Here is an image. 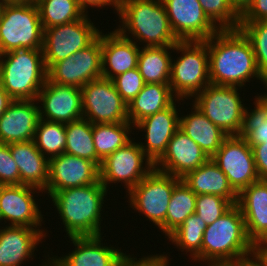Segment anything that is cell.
I'll return each instance as SVG.
<instances>
[{"instance_id": "30", "label": "cell", "mask_w": 267, "mask_h": 266, "mask_svg": "<svg viewBox=\"0 0 267 266\" xmlns=\"http://www.w3.org/2000/svg\"><path fill=\"white\" fill-rule=\"evenodd\" d=\"M169 50H174V46L140 48L137 68L144 83L169 84L173 58Z\"/></svg>"}, {"instance_id": "15", "label": "cell", "mask_w": 267, "mask_h": 266, "mask_svg": "<svg viewBox=\"0 0 267 266\" xmlns=\"http://www.w3.org/2000/svg\"><path fill=\"white\" fill-rule=\"evenodd\" d=\"M171 29L179 41L207 40L220 29L198 0H162Z\"/></svg>"}, {"instance_id": "31", "label": "cell", "mask_w": 267, "mask_h": 266, "mask_svg": "<svg viewBox=\"0 0 267 266\" xmlns=\"http://www.w3.org/2000/svg\"><path fill=\"white\" fill-rule=\"evenodd\" d=\"M132 126L130 122L93 124V140L99 167L107 156L131 141L129 134L132 133Z\"/></svg>"}, {"instance_id": "35", "label": "cell", "mask_w": 267, "mask_h": 266, "mask_svg": "<svg viewBox=\"0 0 267 266\" xmlns=\"http://www.w3.org/2000/svg\"><path fill=\"white\" fill-rule=\"evenodd\" d=\"M196 196L182 179L175 185L166 215L167 237L195 213Z\"/></svg>"}, {"instance_id": "5", "label": "cell", "mask_w": 267, "mask_h": 266, "mask_svg": "<svg viewBox=\"0 0 267 266\" xmlns=\"http://www.w3.org/2000/svg\"><path fill=\"white\" fill-rule=\"evenodd\" d=\"M47 80L42 49L0 54V81L13 100H36Z\"/></svg>"}, {"instance_id": "44", "label": "cell", "mask_w": 267, "mask_h": 266, "mask_svg": "<svg viewBox=\"0 0 267 266\" xmlns=\"http://www.w3.org/2000/svg\"><path fill=\"white\" fill-rule=\"evenodd\" d=\"M252 150L259 179L267 181V143L253 145Z\"/></svg>"}, {"instance_id": "47", "label": "cell", "mask_w": 267, "mask_h": 266, "mask_svg": "<svg viewBox=\"0 0 267 266\" xmlns=\"http://www.w3.org/2000/svg\"><path fill=\"white\" fill-rule=\"evenodd\" d=\"M232 264L234 266H267V264L256 252L247 257L241 258L240 260Z\"/></svg>"}, {"instance_id": "38", "label": "cell", "mask_w": 267, "mask_h": 266, "mask_svg": "<svg viewBox=\"0 0 267 266\" xmlns=\"http://www.w3.org/2000/svg\"><path fill=\"white\" fill-rule=\"evenodd\" d=\"M239 29L250 41L259 74L267 84V20L239 22Z\"/></svg>"}, {"instance_id": "53", "label": "cell", "mask_w": 267, "mask_h": 266, "mask_svg": "<svg viewBox=\"0 0 267 266\" xmlns=\"http://www.w3.org/2000/svg\"><path fill=\"white\" fill-rule=\"evenodd\" d=\"M47 262H48V263H47ZM42 265H43V266H50V260H49V261L47 260V261L44 262ZM42 265H41V266H42Z\"/></svg>"}, {"instance_id": "49", "label": "cell", "mask_w": 267, "mask_h": 266, "mask_svg": "<svg viewBox=\"0 0 267 266\" xmlns=\"http://www.w3.org/2000/svg\"><path fill=\"white\" fill-rule=\"evenodd\" d=\"M234 10L241 16L252 4L253 0H229Z\"/></svg>"}, {"instance_id": "41", "label": "cell", "mask_w": 267, "mask_h": 266, "mask_svg": "<svg viewBox=\"0 0 267 266\" xmlns=\"http://www.w3.org/2000/svg\"><path fill=\"white\" fill-rule=\"evenodd\" d=\"M112 82L127 104L137 96L145 84L137 67L114 77Z\"/></svg>"}, {"instance_id": "3", "label": "cell", "mask_w": 267, "mask_h": 266, "mask_svg": "<svg viewBox=\"0 0 267 266\" xmlns=\"http://www.w3.org/2000/svg\"><path fill=\"white\" fill-rule=\"evenodd\" d=\"M255 252L249 239L240 207L233 205L204 231L201 262L211 264L235 263Z\"/></svg>"}, {"instance_id": "18", "label": "cell", "mask_w": 267, "mask_h": 266, "mask_svg": "<svg viewBox=\"0 0 267 266\" xmlns=\"http://www.w3.org/2000/svg\"><path fill=\"white\" fill-rule=\"evenodd\" d=\"M34 191L40 193L41 190L22 184L0 185V220L10 221L9 226L39 229L43 215L34 199Z\"/></svg>"}, {"instance_id": "6", "label": "cell", "mask_w": 267, "mask_h": 266, "mask_svg": "<svg viewBox=\"0 0 267 266\" xmlns=\"http://www.w3.org/2000/svg\"><path fill=\"white\" fill-rule=\"evenodd\" d=\"M44 29L34 1L0 5V54L15 49H42Z\"/></svg>"}, {"instance_id": "10", "label": "cell", "mask_w": 267, "mask_h": 266, "mask_svg": "<svg viewBox=\"0 0 267 266\" xmlns=\"http://www.w3.org/2000/svg\"><path fill=\"white\" fill-rule=\"evenodd\" d=\"M93 24L86 14L79 20L44 29L42 50L46 69L89 46L100 33Z\"/></svg>"}, {"instance_id": "14", "label": "cell", "mask_w": 267, "mask_h": 266, "mask_svg": "<svg viewBox=\"0 0 267 266\" xmlns=\"http://www.w3.org/2000/svg\"><path fill=\"white\" fill-rule=\"evenodd\" d=\"M100 77H102L100 33L89 46L54 63L47 70V79L50 82L79 88Z\"/></svg>"}, {"instance_id": "20", "label": "cell", "mask_w": 267, "mask_h": 266, "mask_svg": "<svg viewBox=\"0 0 267 266\" xmlns=\"http://www.w3.org/2000/svg\"><path fill=\"white\" fill-rule=\"evenodd\" d=\"M209 159L200 146L179 128L167 144L164 154L154 163V168L183 178Z\"/></svg>"}, {"instance_id": "12", "label": "cell", "mask_w": 267, "mask_h": 266, "mask_svg": "<svg viewBox=\"0 0 267 266\" xmlns=\"http://www.w3.org/2000/svg\"><path fill=\"white\" fill-rule=\"evenodd\" d=\"M211 160L228 178L232 188L239 194L259 179L252 147L242 135L227 136Z\"/></svg>"}, {"instance_id": "22", "label": "cell", "mask_w": 267, "mask_h": 266, "mask_svg": "<svg viewBox=\"0 0 267 266\" xmlns=\"http://www.w3.org/2000/svg\"><path fill=\"white\" fill-rule=\"evenodd\" d=\"M102 77H114L136 68L140 48L136 41L117 29L105 34L100 32ZM108 66V67H107Z\"/></svg>"}, {"instance_id": "17", "label": "cell", "mask_w": 267, "mask_h": 266, "mask_svg": "<svg viewBox=\"0 0 267 266\" xmlns=\"http://www.w3.org/2000/svg\"><path fill=\"white\" fill-rule=\"evenodd\" d=\"M37 101L42 102V106L39 105L41 119L66 124L83 118L79 87L61 85L47 79L38 93Z\"/></svg>"}, {"instance_id": "29", "label": "cell", "mask_w": 267, "mask_h": 266, "mask_svg": "<svg viewBox=\"0 0 267 266\" xmlns=\"http://www.w3.org/2000/svg\"><path fill=\"white\" fill-rule=\"evenodd\" d=\"M176 98L169 84L145 83L142 90L128 104V119L134 126L147 116L153 115L173 102L180 101Z\"/></svg>"}, {"instance_id": "21", "label": "cell", "mask_w": 267, "mask_h": 266, "mask_svg": "<svg viewBox=\"0 0 267 266\" xmlns=\"http://www.w3.org/2000/svg\"><path fill=\"white\" fill-rule=\"evenodd\" d=\"M176 106L173 102L168 108L145 117L133 126L146 132V145L142 142L139 145L153 164L164 154L167 144L179 129L180 115Z\"/></svg>"}, {"instance_id": "42", "label": "cell", "mask_w": 267, "mask_h": 266, "mask_svg": "<svg viewBox=\"0 0 267 266\" xmlns=\"http://www.w3.org/2000/svg\"><path fill=\"white\" fill-rule=\"evenodd\" d=\"M0 185H20L18 166L5 143H0Z\"/></svg>"}, {"instance_id": "16", "label": "cell", "mask_w": 267, "mask_h": 266, "mask_svg": "<svg viewBox=\"0 0 267 266\" xmlns=\"http://www.w3.org/2000/svg\"><path fill=\"white\" fill-rule=\"evenodd\" d=\"M100 181V169L97 164L86 158L63 153L49 159L48 183L46 191L54 192L86 186Z\"/></svg>"}, {"instance_id": "2", "label": "cell", "mask_w": 267, "mask_h": 266, "mask_svg": "<svg viewBox=\"0 0 267 266\" xmlns=\"http://www.w3.org/2000/svg\"><path fill=\"white\" fill-rule=\"evenodd\" d=\"M108 190L99 181L50 195L68 238L101 235V211Z\"/></svg>"}, {"instance_id": "50", "label": "cell", "mask_w": 267, "mask_h": 266, "mask_svg": "<svg viewBox=\"0 0 267 266\" xmlns=\"http://www.w3.org/2000/svg\"><path fill=\"white\" fill-rule=\"evenodd\" d=\"M255 252L262 258V260L267 264V240L259 242L255 246Z\"/></svg>"}, {"instance_id": "11", "label": "cell", "mask_w": 267, "mask_h": 266, "mask_svg": "<svg viewBox=\"0 0 267 266\" xmlns=\"http://www.w3.org/2000/svg\"><path fill=\"white\" fill-rule=\"evenodd\" d=\"M83 118L92 124L129 122L128 104L112 80L100 77L81 88Z\"/></svg>"}, {"instance_id": "4", "label": "cell", "mask_w": 267, "mask_h": 266, "mask_svg": "<svg viewBox=\"0 0 267 266\" xmlns=\"http://www.w3.org/2000/svg\"><path fill=\"white\" fill-rule=\"evenodd\" d=\"M118 16L122 24L117 30L131 33L134 40L146 43L144 47L174 46L179 41L162 0H120Z\"/></svg>"}, {"instance_id": "24", "label": "cell", "mask_w": 267, "mask_h": 266, "mask_svg": "<svg viewBox=\"0 0 267 266\" xmlns=\"http://www.w3.org/2000/svg\"><path fill=\"white\" fill-rule=\"evenodd\" d=\"M249 239L256 246L267 240V181L258 180L238 194Z\"/></svg>"}, {"instance_id": "1", "label": "cell", "mask_w": 267, "mask_h": 266, "mask_svg": "<svg viewBox=\"0 0 267 266\" xmlns=\"http://www.w3.org/2000/svg\"><path fill=\"white\" fill-rule=\"evenodd\" d=\"M210 84L242 88L259 74L252 45L238 29H222L206 40Z\"/></svg>"}, {"instance_id": "36", "label": "cell", "mask_w": 267, "mask_h": 266, "mask_svg": "<svg viewBox=\"0 0 267 266\" xmlns=\"http://www.w3.org/2000/svg\"><path fill=\"white\" fill-rule=\"evenodd\" d=\"M33 141L48 159L63 154L66 148L65 124L40 118Z\"/></svg>"}, {"instance_id": "13", "label": "cell", "mask_w": 267, "mask_h": 266, "mask_svg": "<svg viewBox=\"0 0 267 266\" xmlns=\"http://www.w3.org/2000/svg\"><path fill=\"white\" fill-rule=\"evenodd\" d=\"M99 169L100 181L106 189L109 183L121 181L120 183H123L127 188L126 192H129L154 169V164L145 155L139 143L131 140L107 156L101 162Z\"/></svg>"}, {"instance_id": "43", "label": "cell", "mask_w": 267, "mask_h": 266, "mask_svg": "<svg viewBox=\"0 0 267 266\" xmlns=\"http://www.w3.org/2000/svg\"><path fill=\"white\" fill-rule=\"evenodd\" d=\"M267 20V0H253L252 4L240 16V22Z\"/></svg>"}, {"instance_id": "26", "label": "cell", "mask_w": 267, "mask_h": 266, "mask_svg": "<svg viewBox=\"0 0 267 266\" xmlns=\"http://www.w3.org/2000/svg\"><path fill=\"white\" fill-rule=\"evenodd\" d=\"M9 148L20 172V184L46 190L49 159L36 147L34 141L10 143Z\"/></svg>"}, {"instance_id": "9", "label": "cell", "mask_w": 267, "mask_h": 266, "mask_svg": "<svg viewBox=\"0 0 267 266\" xmlns=\"http://www.w3.org/2000/svg\"><path fill=\"white\" fill-rule=\"evenodd\" d=\"M181 178L153 169L129 192L132 209L146 215L166 235V215L175 185Z\"/></svg>"}, {"instance_id": "37", "label": "cell", "mask_w": 267, "mask_h": 266, "mask_svg": "<svg viewBox=\"0 0 267 266\" xmlns=\"http://www.w3.org/2000/svg\"><path fill=\"white\" fill-rule=\"evenodd\" d=\"M265 87L267 89V85ZM254 104V109L248 112L242 133L250 147L267 143V93L255 96Z\"/></svg>"}, {"instance_id": "40", "label": "cell", "mask_w": 267, "mask_h": 266, "mask_svg": "<svg viewBox=\"0 0 267 266\" xmlns=\"http://www.w3.org/2000/svg\"><path fill=\"white\" fill-rule=\"evenodd\" d=\"M232 206L233 204L224 197L202 194L196 196L195 213L206 225H209L224 215Z\"/></svg>"}, {"instance_id": "52", "label": "cell", "mask_w": 267, "mask_h": 266, "mask_svg": "<svg viewBox=\"0 0 267 266\" xmlns=\"http://www.w3.org/2000/svg\"><path fill=\"white\" fill-rule=\"evenodd\" d=\"M208 266H234V265L232 263H221V264L208 263Z\"/></svg>"}, {"instance_id": "28", "label": "cell", "mask_w": 267, "mask_h": 266, "mask_svg": "<svg viewBox=\"0 0 267 266\" xmlns=\"http://www.w3.org/2000/svg\"><path fill=\"white\" fill-rule=\"evenodd\" d=\"M191 114L181 117L179 128L211 158L228 136L213 124L194 104Z\"/></svg>"}, {"instance_id": "32", "label": "cell", "mask_w": 267, "mask_h": 266, "mask_svg": "<svg viewBox=\"0 0 267 266\" xmlns=\"http://www.w3.org/2000/svg\"><path fill=\"white\" fill-rule=\"evenodd\" d=\"M43 29L83 18L87 13L78 0H35Z\"/></svg>"}, {"instance_id": "39", "label": "cell", "mask_w": 267, "mask_h": 266, "mask_svg": "<svg viewBox=\"0 0 267 266\" xmlns=\"http://www.w3.org/2000/svg\"><path fill=\"white\" fill-rule=\"evenodd\" d=\"M207 17L220 29H238L240 15L229 0H198Z\"/></svg>"}, {"instance_id": "19", "label": "cell", "mask_w": 267, "mask_h": 266, "mask_svg": "<svg viewBox=\"0 0 267 266\" xmlns=\"http://www.w3.org/2000/svg\"><path fill=\"white\" fill-rule=\"evenodd\" d=\"M69 238L74 250L63 257H48L50 266H124L130 256L121 249L103 246L102 235Z\"/></svg>"}, {"instance_id": "48", "label": "cell", "mask_w": 267, "mask_h": 266, "mask_svg": "<svg viewBox=\"0 0 267 266\" xmlns=\"http://www.w3.org/2000/svg\"><path fill=\"white\" fill-rule=\"evenodd\" d=\"M13 101L10 95L3 88V85L0 81V117L7 110L9 104Z\"/></svg>"}, {"instance_id": "23", "label": "cell", "mask_w": 267, "mask_h": 266, "mask_svg": "<svg viewBox=\"0 0 267 266\" xmlns=\"http://www.w3.org/2000/svg\"><path fill=\"white\" fill-rule=\"evenodd\" d=\"M36 100H13L0 117V143L32 141L40 120Z\"/></svg>"}, {"instance_id": "27", "label": "cell", "mask_w": 267, "mask_h": 266, "mask_svg": "<svg viewBox=\"0 0 267 266\" xmlns=\"http://www.w3.org/2000/svg\"><path fill=\"white\" fill-rule=\"evenodd\" d=\"M182 181L196 194H212L224 197L233 205L238 202V193L228 178L211 158L197 169L188 172Z\"/></svg>"}, {"instance_id": "46", "label": "cell", "mask_w": 267, "mask_h": 266, "mask_svg": "<svg viewBox=\"0 0 267 266\" xmlns=\"http://www.w3.org/2000/svg\"><path fill=\"white\" fill-rule=\"evenodd\" d=\"M78 3L80 7L85 11V13H88L87 9L89 6L92 7H105L107 6H113L115 7V10L117 13L120 9V0H78ZM87 11V12H86Z\"/></svg>"}, {"instance_id": "33", "label": "cell", "mask_w": 267, "mask_h": 266, "mask_svg": "<svg viewBox=\"0 0 267 266\" xmlns=\"http://www.w3.org/2000/svg\"><path fill=\"white\" fill-rule=\"evenodd\" d=\"M65 153L86 158L97 164V154L93 140V124L81 118L65 124Z\"/></svg>"}, {"instance_id": "25", "label": "cell", "mask_w": 267, "mask_h": 266, "mask_svg": "<svg viewBox=\"0 0 267 266\" xmlns=\"http://www.w3.org/2000/svg\"><path fill=\"white\" fill-rule=\"evenodd\" d=\"M44 230L25 226L0 229V266H21L32 258L35 248L45 238ZM37 245V246H36Z\"/></svg>"}, {"instance_id": "34", "label": "cell", "mask_w": 267, "mask_h": 266, "mask_svg": "<svg viewBox=\"0 0 267 266\" xmlns=\"http://www.w3.org/2000/svg\"><path fill=\"white\" fill-rule=\"evenodd\" d=\"M206 223L196 214L190 215L168 239L182 251L190 252L192 260L201 261V246L203 242ZM194 258V259H193Z\"/></svg>"}, {"instance_id": "8", "label": "cell", "mask_w": 267, "mask_h": 266, "mask_svg": "<svg viewBox=\"0 0 267 266\" xmlns=\"http://www.w3.org/2000/svg\"><path fill=\"white\" fill-rule=\"evenodd\" d=\"M237 86L208 84L193 104L226 135H242L249 110Z\"/></svg>"}, {"instance_id": "45", "label": "cell", "mask_w": 267, "mask_h": 266, "mask_svg": "<svg viewBox=\"0 0 267 266\" xmlns=\"http://www.w3.org/2000/svg\"><path fill=\"white\" fill-rule=\"evenodd\" d=\"M136 259V260H135ZM168 256L166 255H149L146 257H142L141 259L137 260V258H134L129 256L126 261L124 266H168Z\"/></svg>"}, {"instance_id": "7", "label": "cell", "mask_w": 267, "mask_h": 266, "mask_svg": "<svg viewBox=\"0 0 267 266\" xmlns=\"http://www.w3.org/2000/svg\"><path fill=\"white\" fill-rule=\"evenodd\" d=\"M175 50L181 52V57L171 60V91L176 99L194 98L210 84L206 40L178 41Z\"/></svg>"}, {"instance_id": "51", "label": "cell", "mask_w": 267, "mask_h": 266, "mask_svg": "<svg viewBox=\"0 0 267 266\" xmlns=\"http://www.w3.org/2000/svg\"><path fill=\"white\" fill-rule=\"evenodd\" d=\"M26 1H33V0H0V4H2V3H14V2H26Z\"/></svg>"}]
</instances>
